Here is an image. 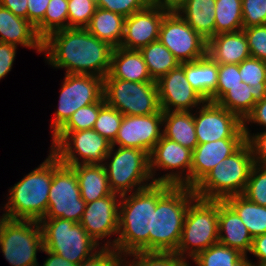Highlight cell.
Listing matches in <instances>:
<instances>
[{
    "instance_id": "obj_1",
    "label": "cell",
    "mask_w": 266,
    "mask_h": 266,
    "mask_svg": "<svg viewBox=\"0 0 266 266\" xmlns=\"http://www.w3.org/2000/svg\"><path fill=\"white\" fill-rule=\"evenodd\" d=\"M114 48L85 28H66L43 40L48 64L66 68V74H89L105 78L110 70Z\"/></svg>"
},
{
    "instance_id": "obj_2",
    "label": "cell",
    "mask_w": 266,
    "mask_h": 266,
    "mask_svg": "<svg viewBox=\"0 0 266 266\" xmlns=\"http://www.w3.org/2000/svg\"><path fill=\"white\" fill-rule=\"evenodd\" d=\"M169 184L152 185L121 195L119 205L118 237L104 243L120 256L132 252H149V233H152L153 210L158 198L170 187Z\"/></svg>"
},
{
    "instance_id": "obj_3",
    "label": "cell",
    "mask_w": 266,
    "mask_h": 266,
    "mask_svg": "<svg viewBox=\"0 0 266 266\" xmlns=\"http://www.w3.org/2000/svg\"><path fill=\"white\" fill-rule=\"evenodd\" d=\"M196 198L193 188L172 185L158 198L149 233V252L176 251L187 209Z\"/></svg>"
},
{
    "instance_id": "obj_4",
    "label": "cell",
    "mask_w": 266,
    "mask_h": 266,
    "mask_svg": "<svg viewBox=\"0 0 266 266\" xmlns=\"http://www.w3.org/2000/svg\"><path fill=\"white\" fill-rule=\"evenodd\" d=\"M49 151L46 160L38 168L11 187L2 216L33 221L45 217L53 179V152Z\"/></svg>"
},
{
    "instance_id": "obj_5",
    "label": "cell",
    "mask_w": 266,
    "mask_h": 266,
    "mask_svg": "<svg viewBox=\"0 0 266 266\" xmlns=\"http://www.w3.org/2000/svg\"><path fill=\"white\" fill-rule=\"evenodd\" d=\"M254 164L251 148L245 142L235 153L213 167L193 188L196 197L224 201L228 197L242 195Z\"/></svg>"
},
{
    "instance_id": "obj_6",
    "label": "cell",
    "mask_w": 266,
    "mask_h": 266,
    "mask_svg": "<svg viewBox=\"0 0 266 266\" xmlns=\"http://www.w3.org/2000/svg\"><path fill=\"white\" fill-rule=\"evenodd\" d=\"M218 224L219 201L196 198L187 209L180 242L174 253L192 260L201 251L218 243Z\"/></svg>"
},
{
    "instance_id": "obj_7",
    "label": "cell",
    "mask_w": 266,
    "mask_h": 266,
    "mask_svg": "<svg viewBox=\"0 0 266 266\" xmlns=\"http://www.w3.org/2000/svg\"><path fill=\"white\" fill-rule=\"evenodd\" d=\"M39 224L42 230L44 248L60 255L69 262L78 265L101 249L100 245L80 223L56 218L42 219Z\"/></svg>"
},
{
    "instance_id": "obj_8",
    "label": "cell",
    "mask_w": 266,
    "mask_h": 266,
    "mask_svg": "<svg viewBox=\"0 0 266 266\" xmlns=\"http://www.w3.org/2000/svg\"><path fill=\"white\" fill-rule=\"evenodd\" d=\"M111 147L103 165L113 193L123 195L152 185L149 154L141 149ZM152 180V181H150ZM149 182V183H148Z\"/></svg>"
},
{
    "instance_id": "obj_9",
    "label": "cell",
    "mask_w": 266,
    "mask_h": 266,
    "mask_svg": "<svg viewBox=\"0 0 266 266\" xmlns=\"http://www.w3.org/2000/svg\"><path fill=\"white\" fill-rule=\"evenodd\" d=\"M0 248L11 266H39L37 252L44 248L39 221L1 216Z\"/></svg>"
},
{
    "instance_id": "obj_10",
    "label": "cell",
    "mask_w": 266,
    "mask_h": 266,
    "mask_svg": "<svg viewBox=\"0 0 266 266\" xmlns=\"http://www.w3.org/2000/svg\"><path fill=\"white\" fill-rule=\"evenodd\" d=\"M111 147L112 143L94 129H86L57 131L52 136L50 150L62 164L71 167L78 164H103Z\"/></svg>"
},
{
    "instance_id": "obj_11",
    "label": "cell",
    "mask_w": 266,
    "mask_h": 266,
    "mask_svg": "<svg viewBox=\"0 0 266 266\" xmlns=\"http://www.w3.org/2000/svg\"><path fill=\"white\" fill-rule=\"evenodd\" d=\"M105 103L123 115H149L161 110L156 82L104 79Z\"/></svg>"
},
{
    "instance_id": "obj_12",
    "label": "cell",
    "mask_w": 266,
    "mask_h": 266,
    "mask_svg": "<svg viewBox=\"0 0 266 266\" xmlns=\"http://www.w3.org/2000/svg\"><path fill=\"white\" fill-rule=\"evenodd\" d=\"M86 207L75 171L53 153V179L46 215L43 219L62 218L79 223Z\"/></svg>"
},
{
    "instance_id": "obj_13",
    "label": "cell",
    "mask_w": 266,
    "mask_h": 266,
    "mask_svg": "<svg viewBox=\"0 0 266 266\" xmlns=\"http://www.w3.org/2000/svg\"><path fill=\"white\" fill-rule=\"evenodd\" d=\"M59 95V103L50 124L52 136L79 108L105 101L104 78L89 74H66Z\"/></svg>"
},
{
    "instance_id": "obj_14",
    "label": "cell",
    "mask_w": 266,
    "mask_h": 266,
    "mask_svg": "<svg viewBox=\"0 0 266 266\" xmlns=\"http://www.w3.org/2000/svg\"><path fill=\"white\" fill-rule=\"evenodd\" d=\"M149 158L150 173L154 183L190 188L192 150L162 135L161 139L155 144ZM157 169L172 172H167L161 177L155 178Z\"/></svg>"
},
{
    "instance_id": "obj_15",
    "label": "cell",
    "mask_w": 266,
    "mask_h": 266,
    "mask_svg": "<svg viewBox=\"0 0 266 266\" xmlns=\"http://www.w3.org/2000/svg\"><path fill=\"white\" fill-rule=\"evenodd\" d=\"M158 40L180 63L196 61L207 54V40L177 13L168 12L160 25Z\"/></svg>"
},
{
    "instance_id": "obj_16",
    "label": "cell",
    "mask_w": 266,
    "mask_h": 266,
    "mask_svg": "<svg viewBox=\"0 0 266 266\" xmlns=\"http://www.w3.org/2000/svg\"><path fill=\"white\" fill-rule=\"evenodd\" d=\"M194 113L198 144L225 138H246L243 121L217 103L205 101Z\"/></svg>"
},
{
    "instance_id": "obj_17",
    "label": "cell",
    "mask_w": 266,
    "mask_h": 266,
    "mask_svg": "<svg viewBox=\"0 0 266 266\" xmlns=\"http://www.w3.org/2000/svg\"><path fill=\"white\" fill-rule=\"evenodd\" d=\"M162 126L163 112L149 115H124L112 146L141 149L150 155L155 144L162 137Z\"/></svg>"
},
{
    "instance_id": "obj_18",
    "label": "cell",
    "mask_w": 266,
    "mask_h": 266,
    "mask_svg": "<svg viewBox=\"0 0 266 266\" xmlns=\"http://www.w3.org/2000/svg\"><path fill=\"white\" fill-rule=\"evenodd\" d=\"M156 84L162 111L198 110V106L206 101L187 81L184 62L160 77Z\"/></svg>"
},
{
    "instance_id": "obj_19",
    "label": "cell",
    "mask_w": 266,
    "mask_h": 266,
    "mask_svg": "<svg viewBox=\"0 0 266 266\" xmlns=\"http://www.w3.org/2000/svg\"><path fill=\"white\" fill-rule=\"evenodd\" d=\"M121 195L111 193L104 198L86 203L80 224L97 242L112 235H118L119 205ZM119 201V202H118Z\"/></svg>"
},
{
    "instance_id": "obj_20",
    "label": "cell",
    "mask_w": 266,
    "mask_h": 266,
    "mask_svg": "<svg viewBox=\"0 0 266 266\" xmlns=\"http://www.w3.org/2000/svg\"><path fill=\"white\" fill-rule=\"evenodd\" d=\"M168 11L149 4L145 9L125 17L123 40L120 47L140 50L159 38L161 22Z\"/></svg>"
},
{
    "instance_id": "obj_21",
    "label": "cell",
    "mask_w": 266,
    "mask_h": 266,
    "mask_svg": "<svg viewBox=\"0 0 266 266\" xmlns=\"http://www.w3.org/2000/svg\"><path fill=\"white\" fill-rule=\"evenodd\" d=\"M246 138H225L198 144L192 151L190 188H194L220 161L235 153Z\"/></svg>"
},
{
    "instance_id": "obj_22",
    "label": "cell",
    "mask_w": 266,
    "mask_h": 266,
    "mask_svg": "<svg viewBox=\"0 0 266 266\" xmlns=\"http://www.w3.org/2000/svg\"><path fill=\"white\" fill-rule=\"evenodd\" d=\"M0 42L22 45L43 52V40L38 36L35 27L25 18L14 15L0 5Z\"/></svg>"
},
{
    "instance_id": "obj_23",
    "label": "cell",
    "mask_w": 266,
    "mask_h": 266,
    "mask_svg": "<svg viewBox=\"0 0 266 266\" xmlns=\"http://www.w3.org/2000/svg\"><path fill=\"white\" fill-rule=\"evenodd\" d=\"M219 243L247 255L253 238L238 214L225 202L219 201Z\"/></svg>"
},
{
    "instance_id": "obj_24",
    "label": "cell",
    "mask_w": 266,
    "mask_h": 266,
    "mask_svg": "<svg viewBox=\"0 0 266 266\" xmlns=\"http://www.w3.org/2000/svg\"><path fill=\"white\" fill-rule=\"evenodd\" d=\"M207 54L218 64H240L251 57L243 30L213 36L207 41Z\"/></svg>"
},
{
    "instance_id": "obj_25",
    "label": "cell",
    "mask_w": 266,
    "mask_h": 266,
    "mask_svg": "<svg viewBox=\"0 0 266 266\" xmlns=\"http://www.w3.org/2000/svg\"><path fill=\"white\" fill-rule=\"evenodd\" d=\"M104 79H121L131 82H156L147 69L139 50L114 48L108 75Z\"/></svg>"
},
{
    "instance_id": "obj_26",
    "label": "cell",
    "mask_w": 266,
    "mask_h": 266,
    "mask_svg": "<svg viewBox=\"0 0 266 266\" xmlns=\"http://www.w3.org/2000/svg\"><path fill=\"white\" fill-rule=\"evenodd\" d=\"M71 168L76 173L81 197L86 203L113 193L103 164H78Z\"/></svg>"
},
{
    "instance_id": "obj_27",
    "label": "cell",
    "mask_w": 266,
    "mask_h": 266,
    "mask_svg": "<svg viewBox=\"0 0 266 266\" xmlns=\"http://www.w3.org/2000/svg\"><path fill=\"white\" fill-rule=\"evenodd\" d=\"M184 72L191 87L209 101L216 92L218 63L206 54L196 61L184 62Z\"/></svg>"
},
{
    "instance_id": "obj_28",
    "label": "cell",
    "mask_w": 266,
    "mask_h": 266,
    "mask_svg": "<svg viewBox=\"0 0 266 266\" xmlns=\"http://www.w3.org/2000/svg\"><path fill=\"white\" fill-rule=\"evenodd\" d=\"M216 0H187L176 12L207 41L215 36Z\"/></svg>"
},
{
    "instance_id": "obj_29",
    "label": "cell",
    "mask_w": 266,
    "mask_h": 266,
    "mask_svg": "<svg viewBox=\"0 0 266 266\" xmlns=\"http://www.w3.org/2000/svg\"><path fill=\"white\" fill-rule=\"evenodd\" d=\"M192 111H163L162 135L194 150L198 145ZM165 123V124H164Z\"/></svg>"
},
{
    "instance_id": "obj_30",
    "label": "cell",
    "mask_w": 266,
    "mask_h": 266,
    "mask_svg": "<svg viewBox=\"0 0 266 266\" xmlns=\"http://www.w3.org/2000/svg\"><path fill=\"white\" fill-rule=\"evenodd\" d=\"M264 98H266V89H255L241 81L239 85L229 89L216 103L244 121L256 102Z\"/></svg>"
},
{
    "instance_id": "obj_31",
    "label": "cell",
    "mask_w": 266,
    "mask_h": 266,
    "mask_svg": "<svg viewBox=\"0 0 266 266\" xmlns=\"http://www.w3.org/2000/svg\"><path fill=\"white\" fill-rule=\"evenodd\" d=\"M124 22L123 15L97 7L85 29L99 40L117 48L123 40Z\"/></svg>"
},
{
    "instance_id": "obj_32",
    "label": "cell",
    "mask_w": 266,
    "mask_h": 266,
    "mask_svg": "<svg viewBox=\"0 0 266 266\" xmlns=\"http://www.w3.org/2000/svg\"><path fill=\"white\" fill-rule=\"evenodd\" d=\"M240 217L252 238L266 233V206L251 202L243 195L224 200Z\"/></svg>"
},
{
    "instance_id": "obj_33",
    "label": "cell",
    "mask_w": 266,
    "mask_h": 266,
    "mask_svg": "<svg viewBox=\"0 0 266 266\" xmlns=\"http://www.w3.org/2000/svg\"><path fill=\"white\" fill-rule=\"evenodd\" d=\"M139 51L142 53L148 72L154 81L181 64L159 40L151 42Z\"/></svg>"
},
{
    "instance_id": "obj_34",
    "label": "cell",
    "mask_w": 266,
    "mask_h": 266,
    "mask_svg": "<svg viewBox=\"0 0 266 266\" xmlns=\"http://www.w3.org/2000/svg\"><path fill=\"white\" fill-rule=\"evenodd\" d=\"M247 257L218 242L198 253L192 261L196 266H252Z\"/></svg>"
},
{
    "instance_id": "obj_35",
    "label": "cell",
    "mask_w": 266,
    "mask_h": 266,
    "mask_svg": "<svg viewBox=\"0 0 266 266\" xmlns=\"http://www.w3.org/2000/svg\"><path fill=\"white\" fill-rule=\"evenodd\" d=\"M243 29L242 0H216L215 35Z\"/></svg>"
},
{
    "instance_id": "obj_36",
    "label": "cell",
    "mask_w": 266,
    "mask_h": 266,
    "mask_svg": "<svg viewBox=\"0 0 266 266\" xmlns=\"http://www.w3.org/2000/svg\"><path fill=\"white\" fill-rule=\"evenodd\" d=\"M68 28V0H50L44 19L35 27L44 40L51 33Z\"/></svg>"
},
{
    "instance_id": "obj_37",
    "label": "cell",
    "mask_w": 266,
    "mask_h": 266,
    "mask_svg": "<svg viewBox=\"0 0 266 266\" xmlns=\"http://www.w3.org/2000/svg\"><path fill=\"white\" fill-rule=\"evenodd\" d=\"M125 256L134 258L126 260ZM119 262L123 266H190L187 259L179 257L174 252H132L120 256Z\"/></svg>"
},
{
    "instance_id": "obj_38",
    "label": "cell",
    "mask_w": 266,
    "mask_h": 266,
    "mask_svg": "<svg viewBox=\"0 0 266 266\" xmlns=\"http://www.w3.org/2000/svg\"><path fill=\"white\" fill-rule=\"evenodd\" d=\"M123 114L105 104L100 110L93 129L113 143L123 120Z\"/></svg>"
},
{
    "instance_id": "obj_39",
    "label": "cell",
    "mask_w": 266,
    "mask_h": 266,
    "mask_svg": "<svg viewBox=\"0 0 266 266\" xmlns=\"http://www.w3.org/2000/svg\"><path fill=\"white\" fill-rule=\"evenodd\" d=\"M105 104V101H97L96 103L79 108L58 131H83L86 129H93L99 110Z\"/></svg>"
},
{
    "instance_id": "obj_40",
    "label": "cell",
    "mask_w": 266,
    "mask_h": 266,
    "mask_svg": "<svg viewBox=\"0 0 266 266\" xmlns=\"http://www.w3.org/2000/svg\"><path fill=\"white\" fill-rule=\"evenodd\" d=\"M242 195L251 202L266 206V165L254 164Z\"/></svg>"
},
{
    "instance_id": "obj_41",
    "label": "cell",
    "mask_w": 266,
    "mask_h": 266,
    "mask_svg": "<svg viewBox=\"0 0 266 266\" xmlns=\"http://www.w3.org/2000/svg\"><path fill=\"white\" fill-rule=\"evenodd\" d=\"M239 72L244 83L255 89H266V61L250 57L239 64Z\"/></svg>"
},
{
    "instance_id": "obj_42",
    "label": "cell",
    "mask_w": 266,
    "mask_h": 266,
    "mask_svg": "<svg viewBox=\"0 0 266 266\" xmlns=\"http://www.w3.org/2000/svg\"><path fill=\"white\" fill-rule=\"evenodd\" d=\"M96 9L95 0H68V28H86Z\"/></svg>"
},
{
    "instance_id": "obj_43",
    "label": "cell",
    "mask_w": 266,
    "mask_h": 266,
    "mask_svg": "<svg viewBox=\"0 0 266 266\" xmlns=\"http://www.w3.org/2000/svg\"><path fill=\"white\" fill-rule=\"evenodd\" d=\"M241 81L239 64H218L216 92L209 101L216 103L229 89L239 85Z\"/></svg>"
},
{
    "instance_id": "obj_44",
    "label": "cell",
    "mask_w": 266,
    "mask_h": 266,
    "mask_svg": "<svg viewBox=\"0 0 266 266\" xmlns=\"http://www.w3.org/2000/svg\"><path fill=\"white\" fill-rule=\"evenodd\" d=\"M98 8L105 9L107 11L115 12L129 17L133 13L145 9L150 0H95Z\"/></svg>"
},
{
    "instance_id": "obj_45",
    "label": "cell",
    "mask_w": 266,
    "mask_h": 266,
    "mask_svg": "<svg viewBox=\"0 0 266 266\" xmlns=\"http://www.w3.org/2000/svg\"><path fill=\"white\" fill-rule=\"evenodd\" d=\"M243 28L266 24V0H242Z\"/></svg>"
},
{
    "instance_id": "obj_46",
    "label": "cell",
    "mask_w": 266,
    "mask_h": 266,
    "mask_svg": "<svg viewBox=\"0 0 266 266\" xmlns=\"http://www.w3.org/2000/svg\"><path fill=\"white\" fill-rule=\"evenodd\" d=\"M242 30L246 35L251 57L266 61V24Z\"/></svg>"
},
{
    "instance_id": "obj_47",
    "label": "cell",
    "mask_w": 266,
    "mask_h": 266,
    "mask_svg": "<svg viewBox=\"0 0 266 266\" xmlns=\"http://www.w3.org/2000/svg\"><path fill=\"white\" fill-rule=\"evenodd\" d=\"M246 142L249 144L254 163L259 165H266V129L253 135L249 132L247 125H243Z\"/></svg>"
},
{
    "instance_id": "obj_48",
    "label": "cell",
    "mask_w": 266,
    "mask_h": 266,
    "mask_svg": "<svg viewBox=\"0 0 266 266\" xmlns=\"http://www.w3.org/2000/svg\"><path fill=\"white\" fill-rule=\"evenodd\" d=\"M119 262V255L111 248L101 247L89 259L81 261L77 266H115Z\"/></svg>"
},
{
    "instance_id": "obj_49",
    "label": "cell",
    "mask_w": 266,
    "mask_h": 266,
    "mask_svg": "<svg viewBox=\"0 0 266 266\" xmlns=\"http://www.w3.org/2000/svg\"><path fill=\"white\" fill-rule=\"evenodd\" d=\"M17 46L0 42V80L12 69Z\"/></svg>"
},
{
    "instance_id": "obj_50",
    "label": "cell",
    "mask_w": 266,
    "mask_h": 266,
    "mask_svg": "<svg viewBox=\"0 0 266 266\" xmlns=\"http://www.w3.org/2000/svg\"><path fill=\"white\" fill-rule=\"evenodd\" d=\"M50 0H27L28 21L36 27L43 19Z\"/></svg>"
},
{
    "instance_id": "obj_51",
    "label": "cell",
    "mask_w": 266,
    "mask_h": 266,
    "mask_svg": "<svg viewBox=\"0 0 266 266\" xmlns=\"http://www.w3.org/2000/svg\"><path fill=\"white\" fill-rule=\"evenodd\" d=\"M249 123H257L260 126L266 127V98L256 102L251 113L243 121V125Z\"/></svg>"
},
{
    "instance_id": "obj_52",
    "label": "cell",
    "mask_w": 266,
    "mask_h": 266,
    "mask_svg": "<svg viewBox=\"0 0 266 266\" xmlns=\"http://www.w3.org/2000/svg\"><path fill=\"white\" fill-rule=\"evenodd\" d=\"M249 253L253 254L256 258L258 257L259 260L255 263L251 262L252 266L266 263V233L253 238Z\"/></svg>"
},
{
    "instance_id": "obj_53",
    "label": "cell",
    "mask_w": 266,
    "mask_h": 266,
    "mask_svg": "<svg viewBox=\"0 0 266 266\" xmlns=\"http://www.w3.org/2000/svg\"><path fill=\"white\" fill-rule=\"evenodd\" d=\"M27 0H0V5L10 10L14 15L28 20Z\"/></svg>"
},
{
    "instance_id": "obj_54",
    "label": "cell",
    "mask_w": 266,
    "mask_h": 266,
    "mask_svg": "<svg viewBox=\"0 0 266 266\" xmlns=\"http://www.w3.org/2000/svg\"><path fill=\"white\" fill-rule=\"evenodd\" d=\"M42 252H45L49 257L44 261L43 266H77L66 259H63L60 255L51 252L43 248Z\"/></svg>"
},
{
    "instance_id": "obj_55",
    "label": "cell",
    "mask_w": 266,
    "mask_h": 266,
    "mask_svg": "<svg viewBox=\"0 0 266 266\" xmlns=\"http://www.w3.org/2000/svg\"><path fill=\"white\" fill-rule=\"evenodd\" d=\"M187 0H150V4L168 12H176Z\"/></svg>"
},
{
    "instance_id": "obj_56",
    "label": "cell",
    "mask_w": 266,
    "mask_h": 266,
    "mask_svg": "<svg viewBox=\"0 0 266 266\" xmlns=\"http://www.w3.org/2000/svg\"><path fill=\"white\" fill-rule=\"evenodd\" d=\"M115 266H123L120 262H118Z\"/></svg>"
},
{
    "instance_id": "obj_57",
    "label": "cell",
    "mask_w": 266,
    "mask_h": 266,
    "mask_svg": "<svg viewBox=\"0 0 266 266\" xmlns=\"http://www.w3.org/2000/svg\"><path fill=\"white\" fill-rule=\"evenodd\" d=\"M254 266H266V263L265 264H260V265H254Z\"/></svg>"
}]
</instances>
